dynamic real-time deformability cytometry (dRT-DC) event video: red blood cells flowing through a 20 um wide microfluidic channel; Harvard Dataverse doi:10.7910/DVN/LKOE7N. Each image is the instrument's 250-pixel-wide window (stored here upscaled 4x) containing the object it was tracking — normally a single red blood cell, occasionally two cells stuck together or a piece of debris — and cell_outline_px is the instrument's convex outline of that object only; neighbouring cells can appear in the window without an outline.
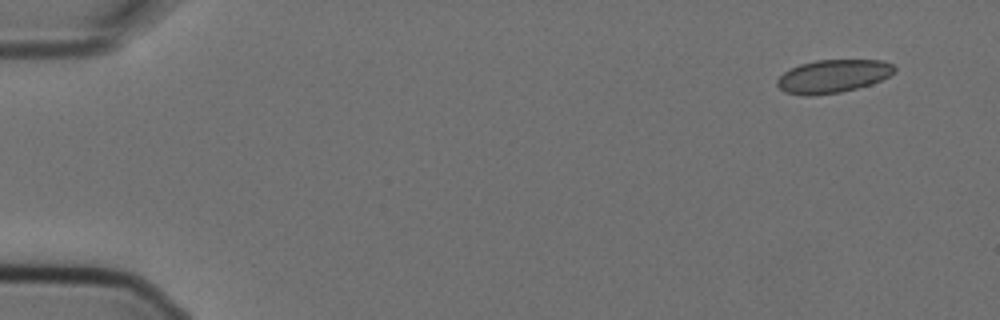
{"species": "Egyptian fruit bat (a non-hibernating species)", "species_latin": "Rousettus aegyptiacus", "temperature_condition": "cold", "stored_images_in_passage": 5, "camera_frame_rate_fps": 3000, "um_per_image_px": 0.085, "animal": {"sex": "female"}, "frame": {"image": 1, "passage_image": 1, "time_ms": 0.0, "image_size_px": [1000, 320], "cell_outline_px": [[896, 72], [872, 84], [840, 92], [812, 96], [804, 96], [784, 92], [776, 84], [776, 80], [784, 72], [800, 64], [816, 60], [880, 60], [892, 64], [896, 68]], "centroid_in_image_um": [70.79, 6.48], "position_along_channel_um": 14.2, "area_um2": 22.66}}
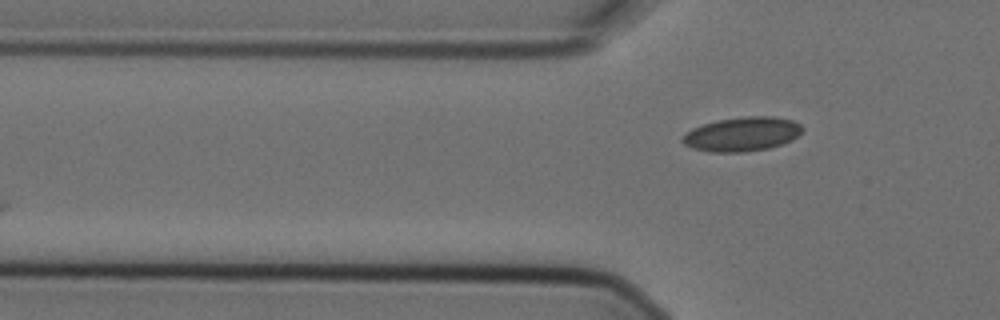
{"frame": {"image": 2, "passage_image": 5, "time_ms": 1.333, "image_size_px": [1000, 320], "cell_outline_px": [[804, 128], [792, 140], [768, 148], [744, 152], [708, 152], [692, 148], [684, 144], [680, 140], [692, 128], [716, 120], [744, 116], [772, 116], [792, 120], [800, 124]], "centroid_in_image_um": [63.06, 11.4], "position_along_channel_um": 62.7, "area_um2": 23.81}}